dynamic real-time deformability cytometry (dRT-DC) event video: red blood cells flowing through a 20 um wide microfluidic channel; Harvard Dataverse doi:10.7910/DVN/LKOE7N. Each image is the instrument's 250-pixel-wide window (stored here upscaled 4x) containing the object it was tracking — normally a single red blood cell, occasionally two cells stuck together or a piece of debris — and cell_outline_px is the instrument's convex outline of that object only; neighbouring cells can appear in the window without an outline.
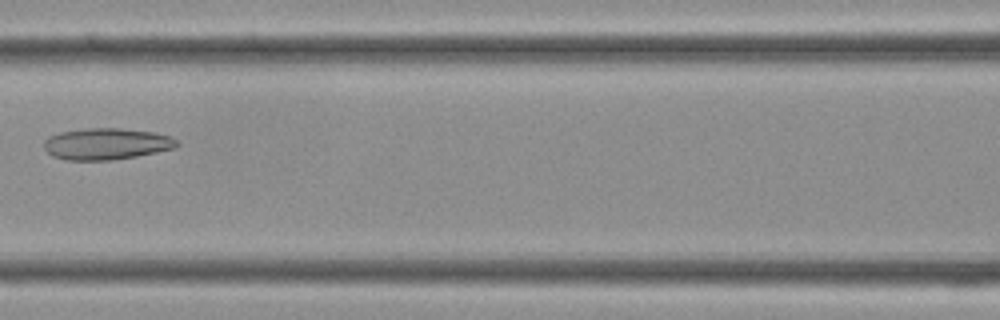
{"species": "Egyptian fruit bat (a non-hibernating species)", "species_latin": "Rousettus aegyptiacus", "temperature_condition": "cold", "stored_images_in_passage": 36, "camera_frame_rate_fps": 3000, "um_per_image_px": 0.085, "frame": {"image": 1, "passage_image": 16, "time_ms": 5.0, "image_size_px": [1000, 320], "cell_outline_px": [[180, 144], [176, 148], [136, 156], [112, 160], [64, 160], [52, 156], [44, 148], [44, 140], [48, 136], [60, 132], [84, 128], [120, 128], [156, 132], [172, 136]], "centroid_in_image_um": [9.05, 12.22], "position_along_channel_um": 157.5, "area_um2": 24.68}}
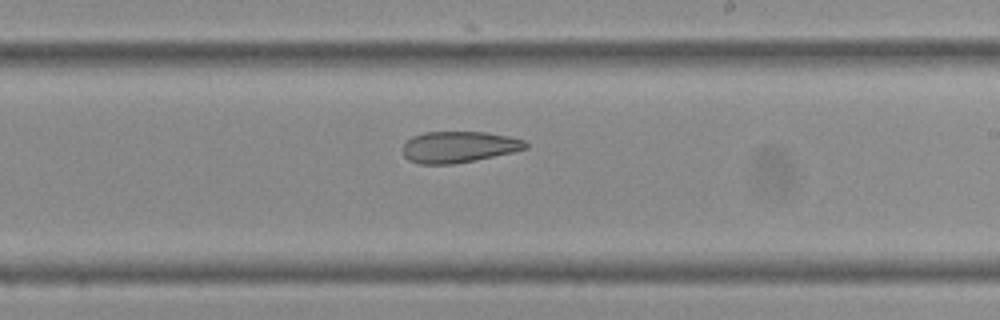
{"frame": {"image": 2, "passage_image": 21, "time_ms": 6.667, "image_size_px": [1000, 320], "cell_outline_px": [[528, 148], [512, 152], [476, 160], [452, 164], [420, 164], [408, 160], [404, 156], [404, 144], [412, 136], [424, 132], [488, 132], [508, 136], [524, 140], [528, 144]], "centroid_in_image_um": [39.0, 12.49], "position_along_channel_um": 250.0, "area_um2": 22.37}}
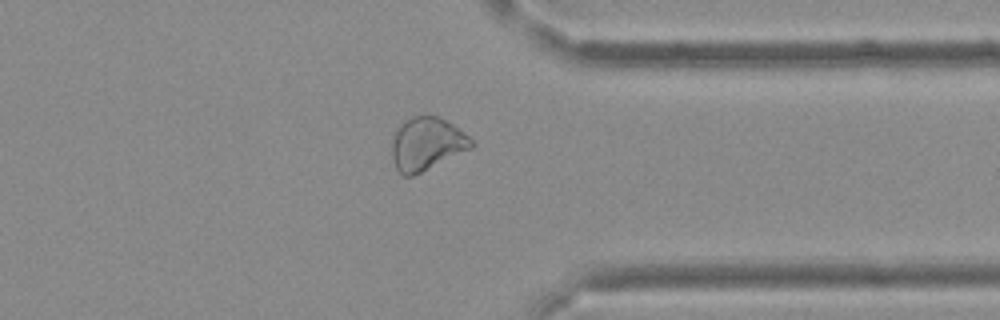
{"frame": {"image": 3, "passage_image": 28, "time_ms": 9.0, "image_size_px": [1000, 320], "cell_outline_px": [[476, 144], [472, 148], [412, 176], [404, 176], [396, 168], [392, 160], [392, 140], [400, 124], [404, 120], [412, 116], [436, 116], [452, 124], [464, 132]], "centroid_in_image_um": [36.26, 12.23], "position_along_channel_um": 375.1, "area_um2": 24.28}}